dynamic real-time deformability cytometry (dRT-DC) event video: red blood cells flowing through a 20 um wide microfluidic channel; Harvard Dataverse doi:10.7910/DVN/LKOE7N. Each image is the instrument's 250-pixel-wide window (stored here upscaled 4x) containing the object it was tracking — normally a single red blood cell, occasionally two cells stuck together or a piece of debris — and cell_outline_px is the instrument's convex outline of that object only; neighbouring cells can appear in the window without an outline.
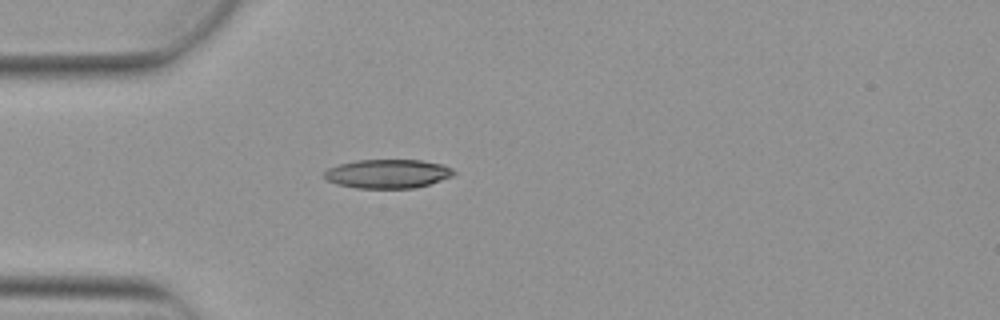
{"species": "Egyptian fruit bat (a non-hibernating species)", "species_latin": "Rousettus aegyptiacus", "temperature_condition": "warm", "stored_images_in_passage": 1, "camera_frame_rate_fps": 3000, "um_per_image_px": 0.085, "animal": {"sex": "female"}, "frame": {"image": 1, "passage_image": 1, "time_ms": 0.0, "image_size_px": [1000, 320], "cell_outline_px": [[456, 172], [452, 176], [416, 188], [356, 188], [336, 184], [328, 180], [324, 176], [324, 172], [328, 168], [340, 164], [356, 160], [420, 160], [444, 164], [452, 168]], "centroid_in_image_um": [32.96, 14.76], "position_along_channel_um": 52.0, "area_um2": 21.79}}